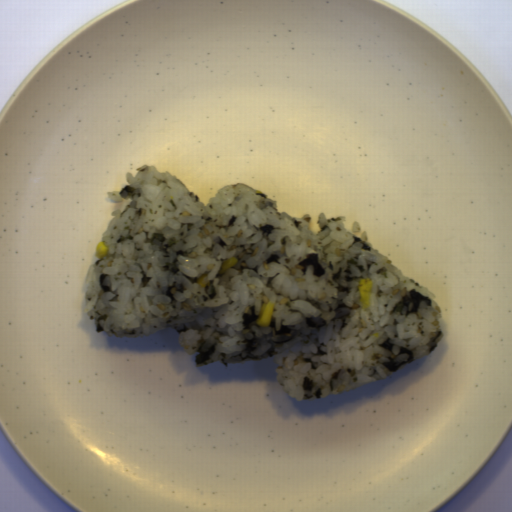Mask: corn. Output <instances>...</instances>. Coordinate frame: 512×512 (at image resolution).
I'll return each instance as SVG.
<instances>
[{"label":"corn","mask_w":512,"mask_h":512,"mask_svg":"<svg viewBox=\"0 0 512 512\" xmlns=\"http://www.w3.org/2000/svg\"><path fill=\"white\" fill-rule=\"evenodd\" d=\"M373 289L372 279L360 278L358 281V291L363 309H368L370 305L371 291Z\"/></svg>","instance_id":"corn-2"},{"label":"corn","mask_w":512,"mask_h":512,"mask_svg":"<svg viewBox=\"0 0 512 512\" xmlns=\"http://www.w3.org/2000/svg\"><path fill=\"white\" fill-rule=\"evenodd\" d=\"M108 252H109V250H108L105 242L100 241V242H98V244L95 248L94 255L97 259H100L102 257H105L108 254Z\"/></svg>","instance_id":"corn-4"},{"label":"corn","mask_w":512,"mask_h":512,"mask_svg":"<svg viewBox=\"0 0 512 512\" xmlns=\"http://www.w3.org/2000/svg\"><path fill=\"white\" fill-rule=\"evenodd\" d=\"M207 273H204L203 275H201L200 277L197 278V283H199L200 287H208L210 286V281L209 282H204V277L206 276Z\"/></svg>","instance_id":"corn-5"},{"label":"corn","mask_w":512,"mask_h":512,"mask_svg":"<svg viewBox=\"0 0 512 512\" xmlns=\"http://www.w3.org/2000/svg\"><path fill=\"white\" fill-rule=\"evenodd\" d=\"M238 262H239V259L234 256L229 259H226L225 261L222 262L217 275L225 273L226 271H228L231 267H233Z\"/></svg>","instance_id":"corn-3"},{"label":"corn","mask_w":512,"mask_h":512,"mask_svg":"<svg viewBox=\"0 0 512 512\" xmlns=\"http://www.w3.org/2000/svg\"><path fill=\"white\" fill-rule=\"evenodd\" d=\"M275 304L272 301L262 302L259 315L257 316L255 323L259 327H268L271 325L272 314Z\"/></svg>","instance_id":"corn-1"}]
</instances>
